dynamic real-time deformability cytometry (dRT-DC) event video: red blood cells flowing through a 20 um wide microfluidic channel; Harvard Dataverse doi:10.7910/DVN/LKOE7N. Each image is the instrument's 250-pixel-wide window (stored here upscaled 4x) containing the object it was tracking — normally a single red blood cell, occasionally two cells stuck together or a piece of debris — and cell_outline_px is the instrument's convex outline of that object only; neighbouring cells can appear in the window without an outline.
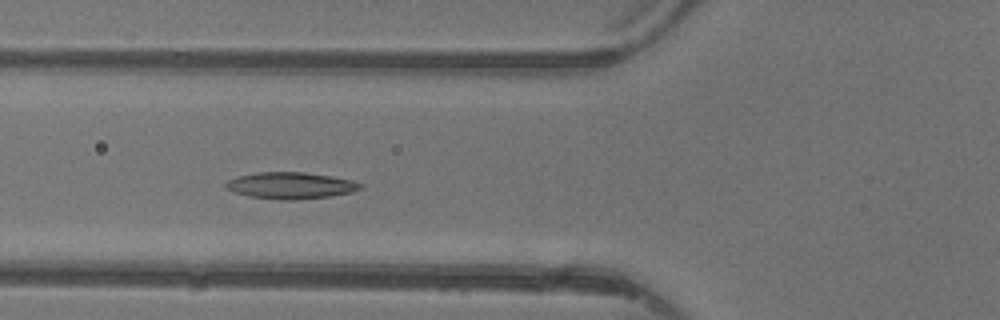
{"species": "common noctule bat (a hibernating species)", "species_latin": "Nyctalus noctula", "temperature_condition": "warm", "stored_images_in_passage": 6, "camera_frame_rate_fps": 3000, "um_per_image_px": 0.085, "animal": {"sex": "female"}, "frame": {"image": 1, "passage_image": 5, "time_ms": 4.667, "image_size_px": [1000, 320], "cell_outline_px": [[364, 188], [352, 192], [328, 196], [300, 200], [280, 200], [248, 196], [224, 188], [224, 184], [228, 180], [236, 176], [256, 172], [304, 172], [332, 176], [352, 180], [364, 184]], "centroid_in_image_um": [24.71, 15.77], "position_along_channel_um": 101.1, "area_um2": 21.1}}
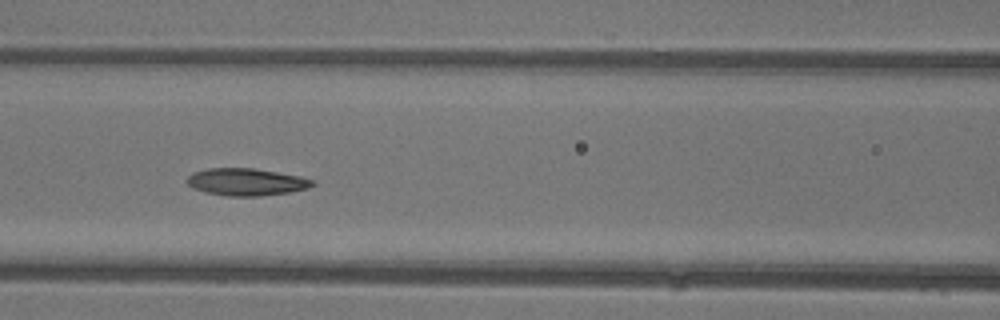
{"frame": {"image": 2, "passage_image": 6, "time_ms": 5.667, "image_size_px": [1000, 320], "cell_outline_px": [[316, 184], [308, 188], [292, 192], [260, 196], [224, 196], [192, 188], [184, 180], [192, 172], [208, 168], [252, 168], [300, 176], [316, 180]], "centroid_in_image_um": [20.94, 15.47], "position_along_channel_um": 145.7, "area_um2": 20.11}}